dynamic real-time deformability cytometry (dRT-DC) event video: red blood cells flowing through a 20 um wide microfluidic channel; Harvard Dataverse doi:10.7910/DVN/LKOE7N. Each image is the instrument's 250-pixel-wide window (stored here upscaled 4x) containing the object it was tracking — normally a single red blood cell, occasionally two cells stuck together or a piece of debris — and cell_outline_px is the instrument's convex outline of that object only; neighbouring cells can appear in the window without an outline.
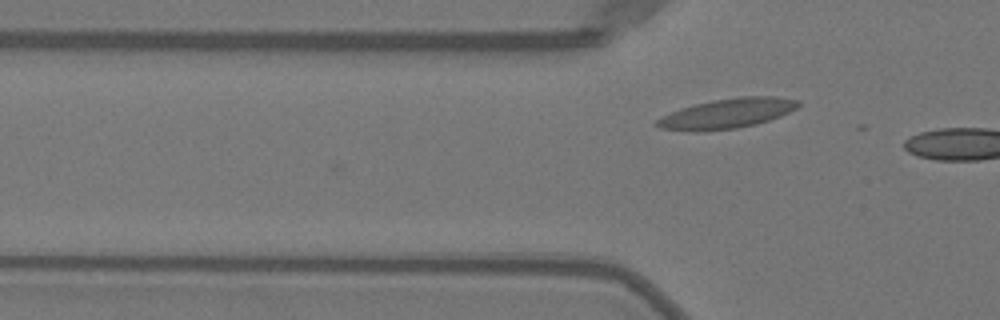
{"species": "Egyptian fruit bat (a non-hibernating species)", "species_latin": "Rousettus aegyptiacus", "temperature_condition": "warm", "stored_images_in_passage": 18, "camera_frame_rate_fps": 3000, "um_per_image_px": 0.085, "animal": {"sex": "female"}, "frame": {"image": 1, "passage_image": 18, "time_ms": 5.667, "image_size_px": [1000, 320], "cell_outline_px": [[800, 104], [796, 108], [780, 116], [756, 124], [736, 128], [660, 128], [652, 124], [656, 120], [680, 108], [712, 100], [740, 96], [776, 96], [800, 100]], "centroid_in_image_um": [61.92, 9.58], "position_along_channel_um": 63.9, "area_um2": 23.47}}